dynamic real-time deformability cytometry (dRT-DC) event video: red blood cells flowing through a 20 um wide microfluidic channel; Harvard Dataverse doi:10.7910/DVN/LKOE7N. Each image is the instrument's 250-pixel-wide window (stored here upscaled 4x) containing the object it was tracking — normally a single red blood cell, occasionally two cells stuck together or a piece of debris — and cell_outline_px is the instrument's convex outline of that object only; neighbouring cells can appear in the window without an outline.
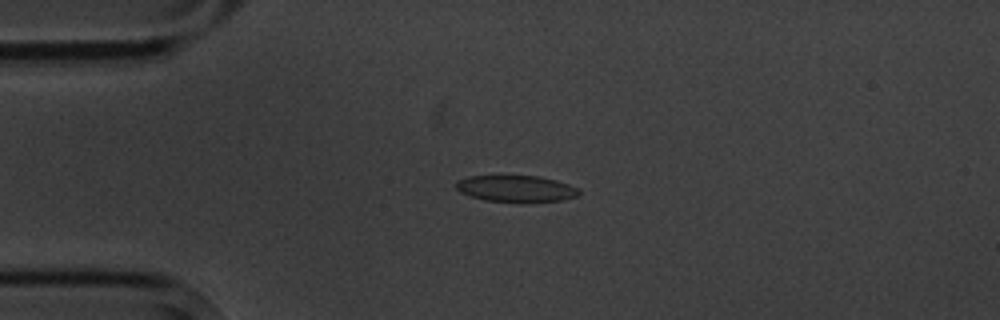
{"species": "common noctule bat (a hibernating species)", "species_latin": "Nyctalus noctula", "temperature_condition": "cold", "stored_images_in_passage": 4, "camera_frame_rate_fps": 3000, "um_per_image_px": 0.085, "animal": {"sex": "male", "body_mass_g": 20.1, "forearm_length_mm": 53.5}, "frame": {"image": 1, "passage_image": 4, "time_ms": 3.667, "image_size_px": [1000, 320], "cell_outline_px": [[580, 192], [576, 196], [564, 200], [528, 204], [520, 204], [484, 200], [460, 192], [456, 188], [456, 180], [468, 176], [540, 176], [556, 180], [568, 184], [576, 188]], "centroid_in_image_um": [43.87, 16.07], "position_along_channel_um": 41.1, "area_um2": 19.54}}